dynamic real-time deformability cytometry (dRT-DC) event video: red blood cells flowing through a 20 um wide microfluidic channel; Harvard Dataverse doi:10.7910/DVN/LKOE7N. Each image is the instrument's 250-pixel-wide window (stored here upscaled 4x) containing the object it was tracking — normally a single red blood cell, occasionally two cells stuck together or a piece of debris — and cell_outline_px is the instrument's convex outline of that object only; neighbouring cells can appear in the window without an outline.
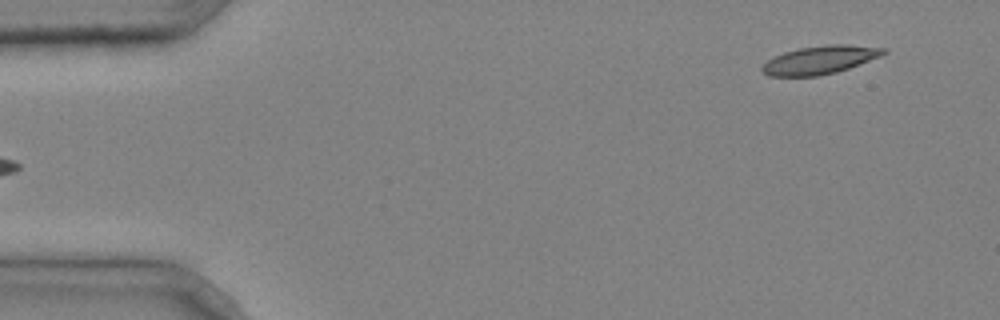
{"species": "common noctule bat (a hibernating species)", "species_latin": "Nyctalus noctula", "temperature_condition": "cold", "stored_images_in_passage": 3, "camera_frame_rate_fps": 3000, "um_per_image_px": 0.085, "animal": {"sex": "male", "body_mass_g": 20.4}, "frame": {"image": 1, "passage_image": 3, "time_ms": 0.667, "image_size_px": [1000, 320], "cell_outline_px": [[888, 52], [880, 56], [848, 68], [836, 72], [816, 76], [768, 76], [760, 68], [768, 60], [784, 52], [800, 48], [828, 44], [844, 44], [888, 48]], "centroid_in_image_um": [69.72, 5.08], "position_along_channel_um": 15.3, "area_um2": 19.77}}